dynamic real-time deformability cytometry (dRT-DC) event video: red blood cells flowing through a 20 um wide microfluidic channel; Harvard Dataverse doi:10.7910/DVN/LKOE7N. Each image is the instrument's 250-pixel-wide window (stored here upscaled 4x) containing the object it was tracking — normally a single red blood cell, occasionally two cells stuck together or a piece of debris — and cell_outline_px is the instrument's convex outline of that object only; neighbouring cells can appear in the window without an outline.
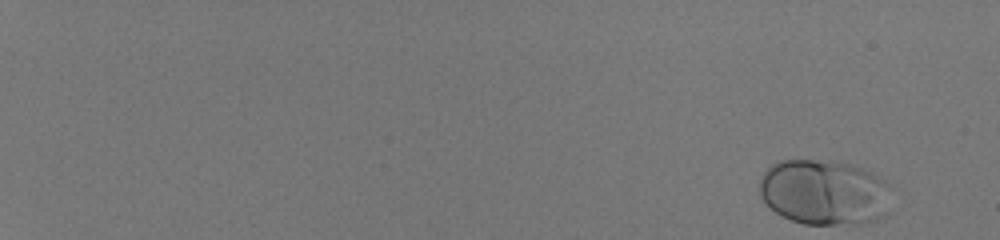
{"species": "human", "species_latin": "Homo sapiens", "temperature_condition": "room temperature", "stored_images_in_passage": 52, "camera_frame_rate_fps": 3000, "um_per_image_px": 0.085, "donor": {"sex": "male"}, "frame": {"image": 1, "passage_image": 1, "time_ms": 0.0, "image_size_px": [1000, 240], "cell_outline_px": [[888, 184], [876, 220], [860, 224], [804, 224], [792, 220], [776, 212], [760, 196], [760, 180], [764, 172], [772, 164], [780, 160], [832, 160], [848, 164], [872, 172], [884, 180]], "centroid_in_image_um": [69.93, 16.31], "position_along_channel_um": 15.1, "area_um2": 48.96}}
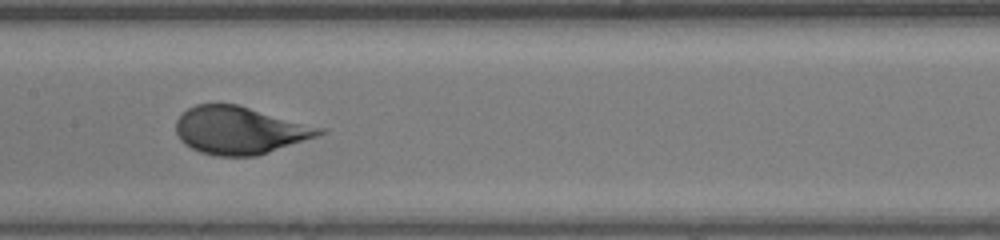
{"frame": {"image": 2, "passage_image": 31, "time_ms": 10.0, "image_size_px": [1000, 240], "cell_outline_px": [[328, 128], [324, 132], [316, 136], [256, 156], [216, 156], [200, 152], [184, 144], [180, 140], [176, 132], [176, 120], [188, 108], [196, 104], [236, 104]], "centroid_in_image_um": [20.38, 11.07], "position_along_channel_um": 187.0, "area_um2": 39.65}}
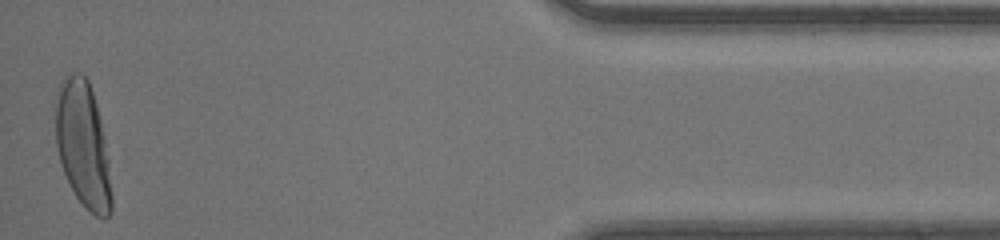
{"frame": {"image": 3, "passage_image": 52, "time_ms": 17.0, "image_size_px": [1000, 240], "cell_outline_px": [[112, 212], [108, 216], [96, 216], [84, 208], [76, 196], [64, 172], [56, 148], [52, 104], [52, 100], [64, 76], [72, 72], [80, 72], [88, 80], [96, 104], [104, 136], [108, 156], [112, 196]], "centroid_in_image_um": [7.0, 12.24], "position_along_channel_um": 428.2, "area_um2": 41.79}, "authors_computed_cell_mechanics": {"area_um2": 40.9513, "velocity_mm_per_s": 4.1491, "shape_relaxation_time_tau1_ms": 5.6867, "shape_relaxation_time_tau2_ms": null, "deformation_change_tau1": 0.241, "deformation_change_tau2": null}}